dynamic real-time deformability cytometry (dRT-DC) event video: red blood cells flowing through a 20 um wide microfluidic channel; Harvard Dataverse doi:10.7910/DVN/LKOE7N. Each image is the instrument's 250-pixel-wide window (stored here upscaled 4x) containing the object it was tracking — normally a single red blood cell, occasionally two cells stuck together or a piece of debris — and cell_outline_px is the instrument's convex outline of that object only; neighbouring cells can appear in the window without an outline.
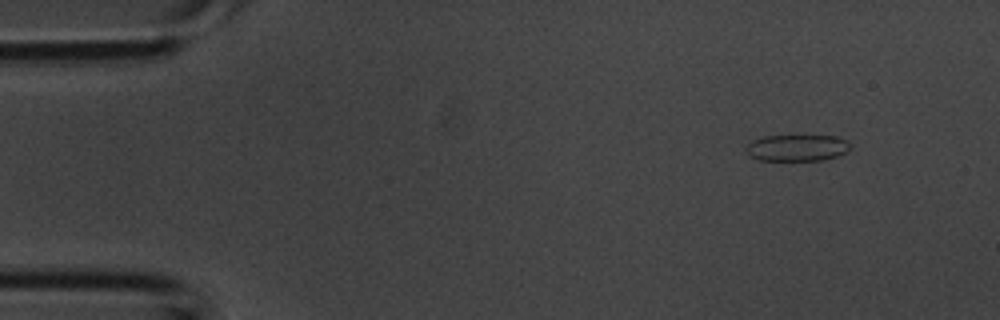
{"species": "common noctule bat (a hibernating species)", "species_latin": "Nyctalus noctula", "temperature_condition": "room temperature", "stored_images_in_passage": 3, "camera_frame_rate_fps": 3000, "um_per_image_px": 0.085, "animal": {"sex": "male", "body_mass_g": 20.1, "forearm_length_mm": 53.5}, "frame": {"image": 1, "passage_image": 1, "time_ms": 0.0, "image_size_px": [1000, 320], "cell_outline_px": [[852, 144], [848, 152], [824, 160], [760, 160], [748, 156], [744, 152], [744, 148], [752, 140], [760, 136], [836, 136]], "centroid_in_image_um": [67.7, 12.57], "position_along_channel_um": 17.3, "area_um2": 16.3}}
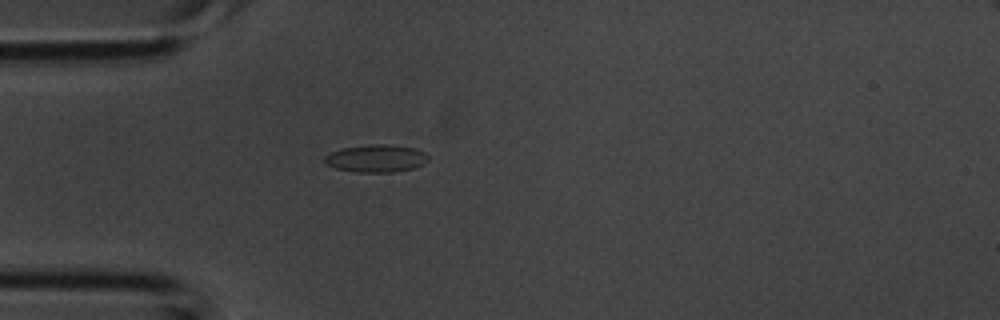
{"frame": {"image": 2, "passage_image": 3, "time_ms": 0.667, "image_size_px": [1000, 320], "cell_outline_px": [[428, 160], [424, 164], [412, 168], [392, 172], [356, 172], [336, 168], [324, 164], [324, 156], [332, 152], [344, 148], [372, 144], [388, 144], [416, 148], [424, 152], [428, 156]], "centroid_in_image_um": [31.98, 13.46], "position_along_channel_um": 53.0, "area_um2": 16.59}}